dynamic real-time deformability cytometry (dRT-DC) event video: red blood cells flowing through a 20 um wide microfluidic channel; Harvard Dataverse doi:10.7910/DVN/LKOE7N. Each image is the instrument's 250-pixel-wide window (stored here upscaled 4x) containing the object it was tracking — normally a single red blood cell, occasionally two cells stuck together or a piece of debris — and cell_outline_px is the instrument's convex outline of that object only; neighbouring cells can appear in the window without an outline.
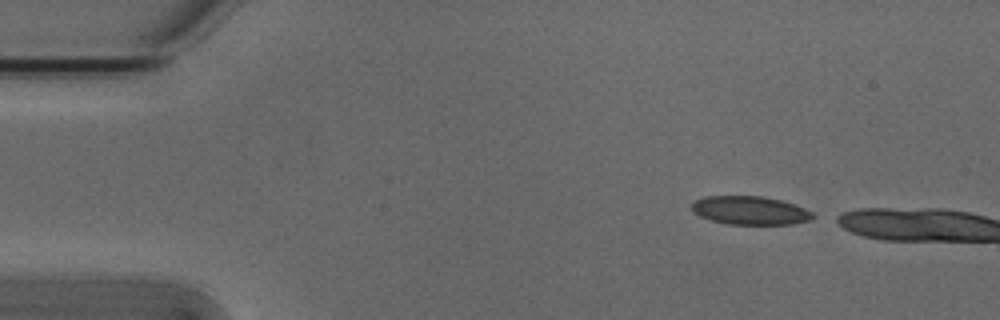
{"species": "Egyptian fruit bat (a non-hibernating species)", "species_latin": "Rousettus aegyptiacus", "temperature_condition": "cold", "stored_images_in_passage": 3, "camera_frame_rate_fps": 3000, "um_per_image_px": 0.085, "animal": {"sex": "male"}, "frame": {"image": 1, "passage_image": 1, "time_ms": 0.0, "image_size_px": [1000, 320], "cell_outline_px": [[820, 216], [812, 220], [792, 224], [728, 224], [712, 220], [700, 216], [692, 212], [692, 200], [704, 196], [764, 196], [780, 200], [804, 208]], "centroid_in_image_um": [63.77, 17.88], "position_along_channel_um": 21.2, "area_um2": 20.29}}